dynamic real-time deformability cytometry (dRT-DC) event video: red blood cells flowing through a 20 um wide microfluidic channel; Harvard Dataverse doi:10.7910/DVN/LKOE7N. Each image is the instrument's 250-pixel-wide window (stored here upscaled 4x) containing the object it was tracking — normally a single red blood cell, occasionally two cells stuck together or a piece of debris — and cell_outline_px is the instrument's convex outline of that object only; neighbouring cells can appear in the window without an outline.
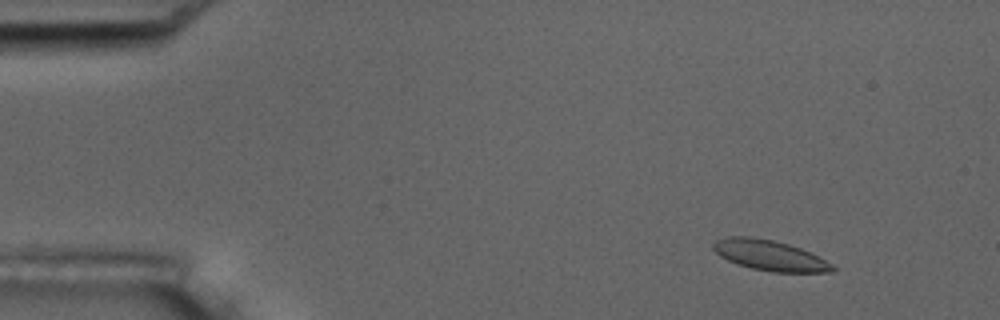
{"species": "common noctule bat (a hibernating species)", "species_latin": "Nyctalus noctula", "temperature_condition": "room temperature", "stored_images_in_passage": 4, "camera_frame_rate_fps": 3000, "um_per_image_px": 0.085, "animal": {"sex": "male", "body_mass_g": 17.5, "forearm_length_mm": 52.3}, "frame": {"image": 1, "passage_image": 1, "time_ms": 0.0, "image_size_px": [1000, 320], "cell_outline_px": [[836, 272], [772, 272], [752, 268], [728, 260], [720, 256], [712, 248], [712, 244], [716, 240], [728, 236], [752, 236], [772, 240], [788, 244], [800, 248], [832, 264], [836, 268]], "centroid_in_image_um": [65.41, 21.7], "position_along_channel_um": 19.6, "area_um2": 20.92}}
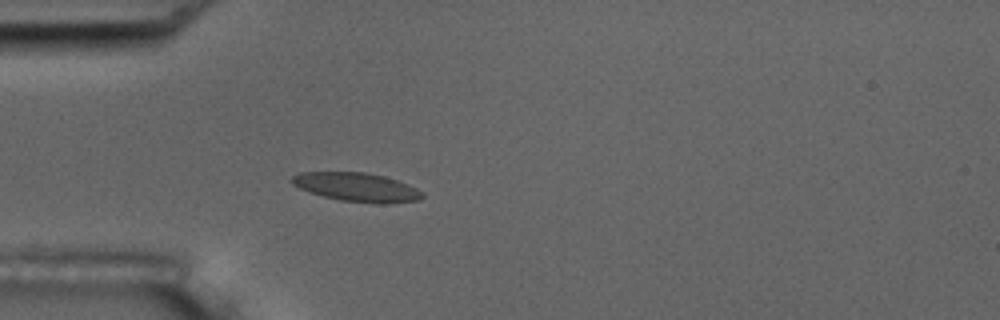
{"frame": {"image": 2, "passage_image": 4, "time_ms": 3.333, "image_size_px": [1000, 320], "cell_outline_px": [[424, 196], [420, 200], [340, 200], [308, 192], [292, 184], [288, 180], [292, 176], [300, 172], [364, 172], [384, 176], [408, 184], [416, 188]], "centroid_in_image_um": [30.17, 15.83], "position_along_channel_um": 54.8, "area_um2": 20.69}}